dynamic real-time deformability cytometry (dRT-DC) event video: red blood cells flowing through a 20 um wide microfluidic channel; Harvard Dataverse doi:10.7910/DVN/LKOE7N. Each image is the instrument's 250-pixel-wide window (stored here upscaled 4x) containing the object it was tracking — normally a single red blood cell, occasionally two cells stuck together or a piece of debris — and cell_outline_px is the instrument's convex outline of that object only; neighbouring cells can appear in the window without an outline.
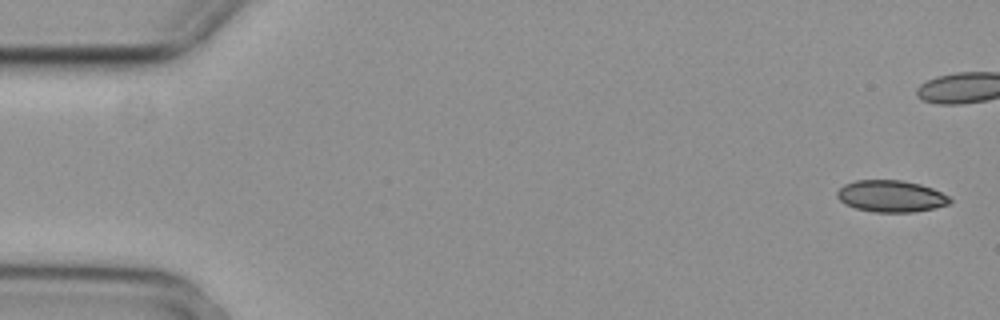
{"species": "common noctule bat (a hibernating species)", "species_latin": "Nyctalus noctula", "temperature_condition": "cold", "stored_images_in_passage": 6, "camera_frame_rate_fps": 3000, "um_per_image_px": 0.085, "animal": {"sex": "female", "body_mass_g": 29.2, "forearm_length_mm": 56.3}, "frame": {"image": 1, "passage_image": 1, "time_ms": 0.0, "image_size_px": [1000, 320], "cell_outline_px": [[952, 200], [948, 204], [936, 208], [912, 212], [876, 212], [856, 208], [844, 204], [836, 196], [836, 192], [844, 184], [856, 180], [900, 180], [920, 184], [932, 188], [948, 196]], "centroid_in_image_um": [75.72, 16.67], "position_along_channel_um": 9.3, "area_um2": 20.81}}
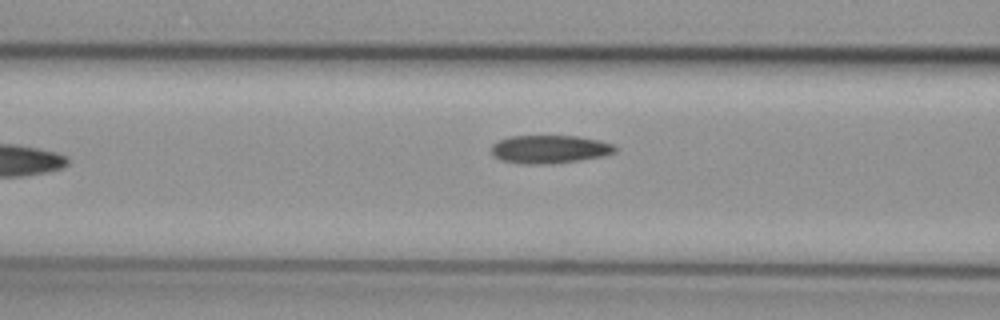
{"frame": {"image": 2, "passage_image": 6, "time_ms": 1.667, "image_size_px": [1000, 320], "cell_outline_px": [[616, 152], [604, 156], [580, 160], [552, 164], [516, 164], [500, 160], [492, 156], [492, 144], [508, 136], [576, 136], [600, 140], [612, 144], [616, 148]], "centroid_in_image_um": [46.69, 12.7], "position_along_channel_um": 119.9, "area_um2": 20.58}}